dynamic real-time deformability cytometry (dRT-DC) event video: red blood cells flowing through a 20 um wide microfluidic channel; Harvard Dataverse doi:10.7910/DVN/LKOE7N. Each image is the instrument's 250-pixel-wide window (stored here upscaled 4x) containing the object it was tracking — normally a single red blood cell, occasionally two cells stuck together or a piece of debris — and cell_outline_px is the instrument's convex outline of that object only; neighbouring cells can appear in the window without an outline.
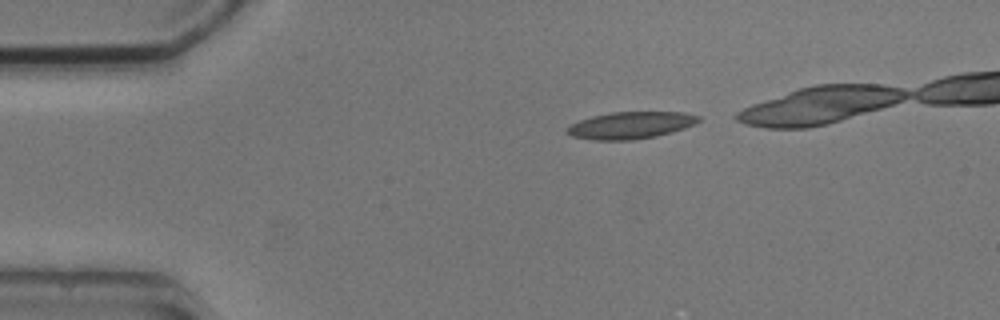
{"species": "common noctule bat (a hibernating species)", "species_latin": "Nyctalus noctula", "temperature_condition": "cold", "stored_images_in_passage": 13, "camera_frame_rate_fps": 3000, "um_per_image_px": 0.085, "animal": {"sex": "male", "body_mass_g": 20.5, "forearm_length_mm": 52.5}, "frame": {"image": 1, "passage_image": 1, "time_ms": 0.0, "image_size_px": [1000, 320], "cell_outline_px": [[700, 120], [696, 124], [672, 132], [656, 136], [632, 140], [592, 140], [572, 136], [564, 132], [572, 124], [580, 120], [592, 116], [612, 112], [684, 112], [700, 116]], "centroid_in_image_um": [53.62, 10.65], "position_along_channel_um": 31.4, "area_um2": 20.69}}
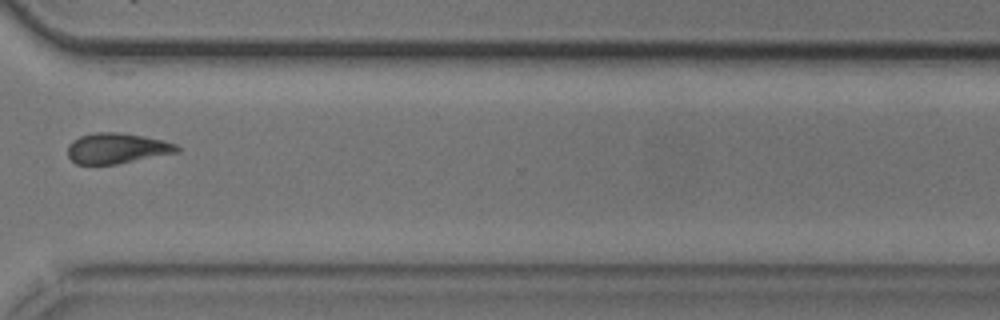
{"frame": {"image": 2, "passage_image": 13, "time_ms": 15.667, "image_size_px": [1000, 320], "cell_outline_px": [[180, 152], [116, 164], [76, 164], [68, 156], [68, 144], [72, 140], [80, 136], [96, 132], [116, 132], [140, 136], [160, 140], [176, 144], [180, 148]], "centroid_in_image_um": [9.91, 12.61], "position_along_channel_um": 360.7, "area_um2": 19.25}}